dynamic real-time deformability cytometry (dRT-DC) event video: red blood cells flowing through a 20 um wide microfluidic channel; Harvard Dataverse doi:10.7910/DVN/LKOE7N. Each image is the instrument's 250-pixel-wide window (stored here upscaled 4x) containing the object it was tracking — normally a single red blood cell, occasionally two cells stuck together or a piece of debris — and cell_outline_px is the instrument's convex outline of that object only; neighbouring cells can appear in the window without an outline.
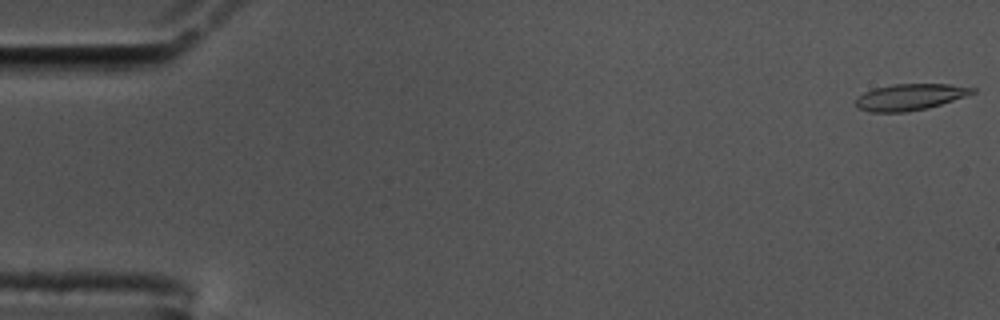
{"species": "common noctule bat (a hibernating species)", "species_latin": "Nyctalus noctula", "temperature_condition": "cold", "stored_images_in_passage": 58, "camera_frame_rate_fps": 3000, "um_per_image_px": 0.085, "animal": {"sex": "male", "body_mass_g": 17.5, "forearm_length_mm": 52.3}, "frame": {"image": 1, "passage_image": 1, "time_ms": 0.0, "image_size_px": [1000, 320], "cell_outline_px": [[976, 92], [928, 108], [904, 112], [872, 112], [856, 108], [856, 100], [864, 92], [876, 88], [892, 84], [948, 84], [976, 88]], "centroid_in_image_um": [77.33, 8.24], "position_along_channel_um": 7.7, "area_um2": 17.69}}
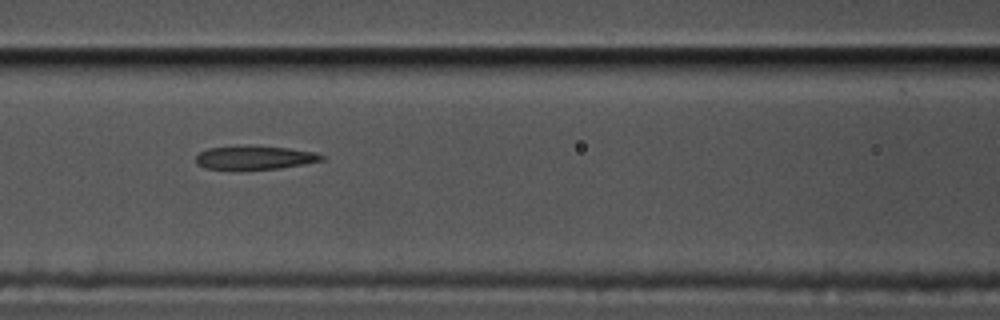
{"frame": {"image": 2, "passage_image": 25, "time_ms": 8.0, "image_size_px": [1000, 320], "cell_outline_px": [[324, 160], [304, 164], [280, 168], [204, 168], [196, 164], [196, 156], [200, 152], [208, 148], [288, 148], [316, 152], [324, 156]], "centroid_in_image_um": [21.7, 13.42], "position_along_channel_um": 144.9, "area_um2": 16.13}}
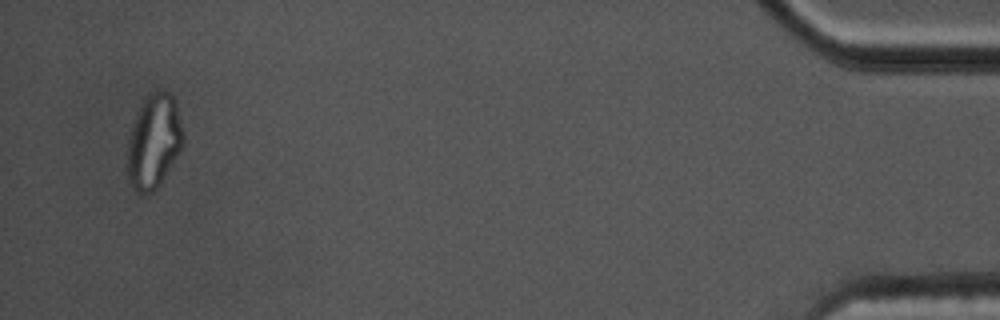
{"frame": {"image": 3, "passage_image": 56, "time_ms": 18.333, "image_size_px": [1000, 320], "cell_outline_px": [[184, 144], [160, 184], [152, 192], [140, 196], [128, 180], [128, 140], [136, 116], [144, 96], [148, 92], [156, 88], [168, 92], [172, 96], [176, 104], [184, 132]], "centroid_in_image_um": [13.09, 12.0], "position_along_channel_um": 422.1, "area_um2": 30.75}, "authors_computed_cell_mechanics": {"area_um2": 18.5249, "velocity_mm_per_s": 3.469, "shape_relaxation_time_tau1_ms": null, "shape_relaxation_time_tau2_ms": 2.1416, "deformation_change_tau1": null, "deformation_change_tau2": 0.1181}}